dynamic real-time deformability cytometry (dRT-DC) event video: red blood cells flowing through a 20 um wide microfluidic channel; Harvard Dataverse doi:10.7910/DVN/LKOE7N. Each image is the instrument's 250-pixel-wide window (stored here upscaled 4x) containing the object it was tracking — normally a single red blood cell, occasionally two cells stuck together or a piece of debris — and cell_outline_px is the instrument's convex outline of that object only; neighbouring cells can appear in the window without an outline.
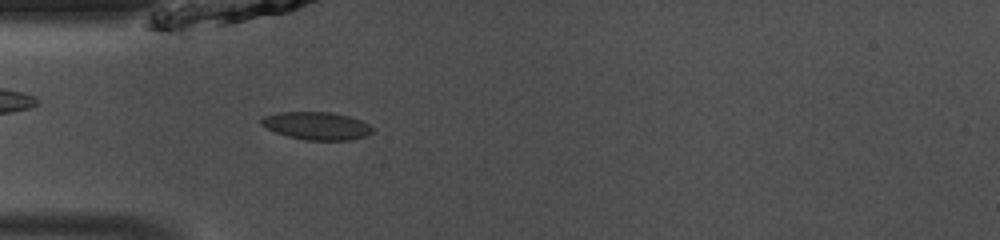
{"species": "common noctule bat (a hibernating species)", "species_latin": "Nyctalus noctula", "temperature_condition": "room temperature", "stored_images_in_passage": 35, "camera_frame_rate_fps": 3000, "um_per_image_px": 0.085, "animal": {"sex": "male", "body_mass_g": 13.0, "forearm_length_mm": 53.1}, "frame": {"image": 1, "passage_image": 1, "time_ms": 0.0, "image_size_px": [1000, 240], "cell_outline_px": [[372, 132], [368, 136], [352, 140], [308, 140], [288, 136], [276, 132], [260, 124], [260, 120], [264, 116], [280, 112], [332, 112], [348, 116], [360, 120], [368, 124], [372, 128]], "centroid_in_image_um": [26.94, 10.69], "position_along_channel_um": 58.1, "area_um2": 17.92}}
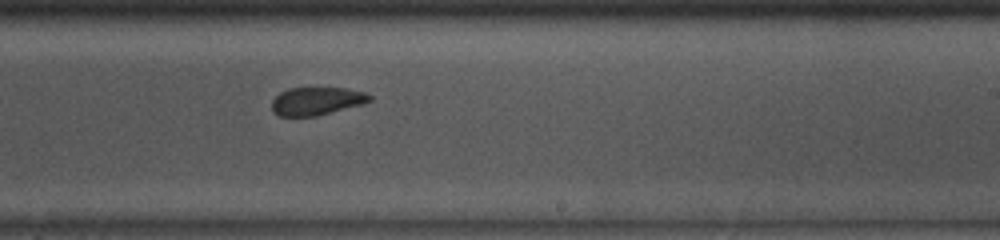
{"frame": {"image": 2, "passage_image": 16, "time_ms": 5.0, "image_size_px": [1000, 240], "cell_outline_px": [[372, 100], [364, 104], [316, 116], [280, 116], [272, 112], [272, 100], [280, 92], [288, 88], [344, 88], [368, 92], [372, 96]], "centroid_in_image_um": [26.94, 8.59], "position_along_channel_um": 262.1, "area_um2": 16.13}}
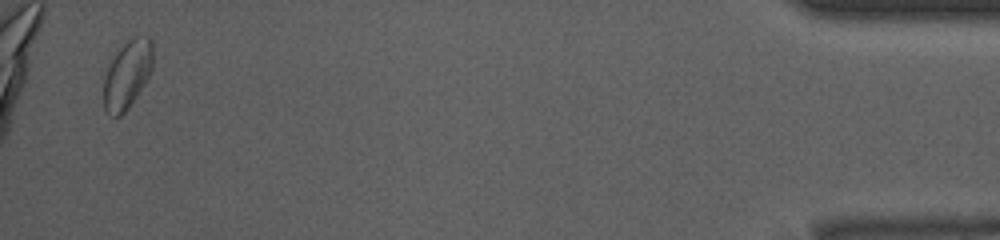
{"frame": {"image": 3, "passage_image": 34, "time_ms": 11.0, "image_size_px": [1000, 240], "cell_outline_px": [[152, 68], [144, 84], [128, 108], [120, 116], [112, 116], [104, 108], [104, 76], [112, 60], [120, 48], [132, 36], [148, 36], [152, 40]], "centroid_in_image_um": [10.83, 6.31], "position_along_channel_um": 424.4, "area_um2": 19.19}, "authors_computed_cell_mechanics": {"area_um2": 17.2822, "velocity_mm_per_s": 4.1019, "shape_relaxation_time_tau1_ms": null, "shape_relaxation_time_tau2_ms": 2.6601, "deformation_change_tau1": null, "deformation_change_tau2": 0.0622}}